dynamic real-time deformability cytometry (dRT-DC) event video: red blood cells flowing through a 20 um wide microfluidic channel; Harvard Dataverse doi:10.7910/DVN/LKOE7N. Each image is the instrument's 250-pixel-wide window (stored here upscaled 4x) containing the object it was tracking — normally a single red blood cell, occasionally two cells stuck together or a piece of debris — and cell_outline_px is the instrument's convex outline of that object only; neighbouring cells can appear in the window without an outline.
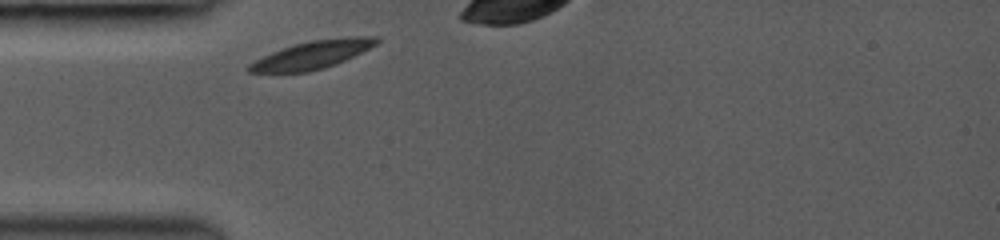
{"species": "common noctule bat (a hibernating species)", "species_latin": "Nyctalus noctula", "temperature_condition": "room temperature", "stored_images_in_passage": 1, "camera_frame_rate_fps": 3000, "um_per_image_px": 0.085, "animal": {"sex": "female", "body_mass_g": 19.0, "forearm_length_mm": 53.3}, "frame": {"image": 1, "passage_image": 1, "time_ms": 0.0, "image_size_px": [1000, 240], "cell_outline_px": [[380, 40], [376, 44], [336, 64], [324, 68], [308, 72], [248, 72], [244, 68], [248, 64], [272, 52], [296, 44], [312, 40], [348, 36], [380, 36]], "centroid_in_image_um": [26.55, 4.65], "position_along_channel_um": 58.4, "area_um2": 20.52}}